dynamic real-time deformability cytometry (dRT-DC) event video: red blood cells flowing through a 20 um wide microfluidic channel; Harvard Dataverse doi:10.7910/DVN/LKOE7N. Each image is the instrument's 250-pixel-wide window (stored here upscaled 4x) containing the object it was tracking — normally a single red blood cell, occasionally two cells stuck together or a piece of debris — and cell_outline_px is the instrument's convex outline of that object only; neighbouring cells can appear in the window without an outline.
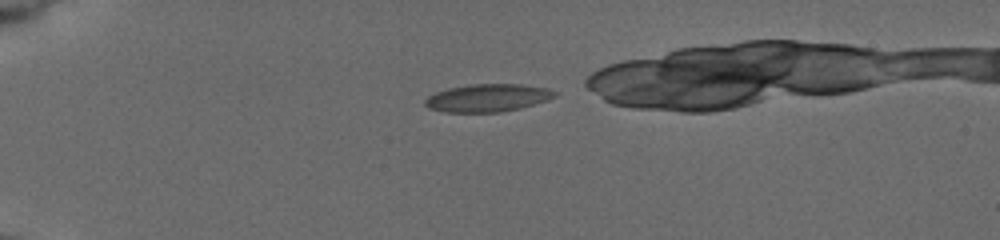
{"species": "common noctule bat (a hibernating species)", "species_latin": "Nyctalus noctula", "temperature_condition": "cold", "stored_images_in_passage": 4, "camera_frame_rate_fps": 3000, "um_per_image_px": 0.085, "animal": {"sex": "female", "body_mass_g": 19.5, "forearm_length_mm": 54.1}, "frame": {"image": 1, "passage_image": 1, "time_ms": 0.0, "image_size_px": [1000, 240], "cell_outline_px": [[556, 96], [548, 100], [520, 108], [500, 112], [444, 112], [428, 108], [424, 104], [424, 100], [428, 96], [436, 92], [448, 88], [468, 84], [520, 84], [548, 88], [556, 92]], "centroid_in_image_um": [41.43, 8.32], "position_along_channel_um": 43.6, "area_um2": 21.04}}
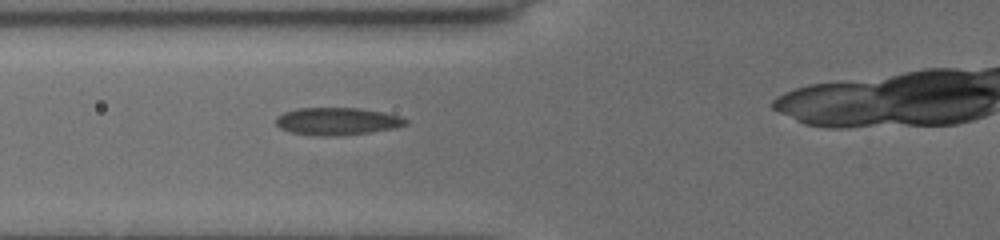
{"frame": {"image": 2, "passage_image": 4, "time_ms": 2.667, "image_size_px": [1000, 240], "cell_outline_px": [[408, 124], [392, 128], [368, 132], [332, 136], [320, 136], [292, 132], [280, 128], [276, 124], [276, 120], [284, 112], [296, 108], [356, 108], [384, 112], [400, 116], [408, 120]], "centroid_in_image_um": [28.66, 10.3], "position_along_channel_um": 97.1, "area_um2": 20.46}}